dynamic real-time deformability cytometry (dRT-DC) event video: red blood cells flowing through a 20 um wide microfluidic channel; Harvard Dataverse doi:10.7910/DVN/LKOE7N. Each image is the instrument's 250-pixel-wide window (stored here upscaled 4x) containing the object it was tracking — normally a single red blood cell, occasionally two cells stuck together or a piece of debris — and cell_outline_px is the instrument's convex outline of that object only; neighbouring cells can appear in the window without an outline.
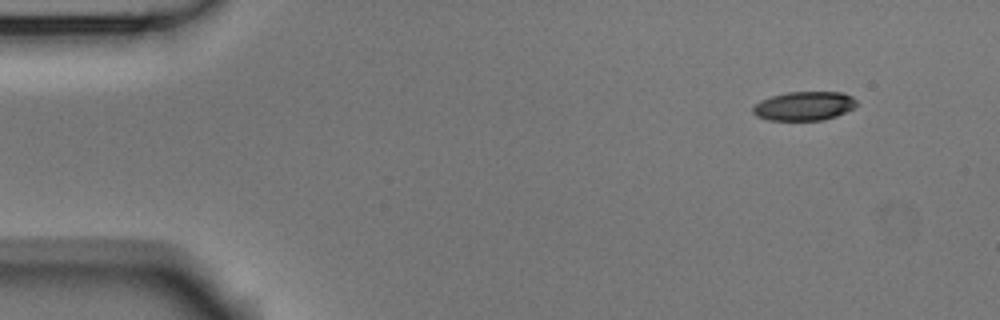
{"species": "Egyptian fruit bat (a non-hibernating species)", "species_latin": "Rousettus aegyptiacus", "temperature_condition": "room temperature", "stored_images_in_passage": 4, "camera_frame_rate_fps": 3000, "um_per_image_px": 0.085, "animal": {"sex": "male"}, "frame": {"image": 1, "passage_image": 1, "time_ms": 0.0, "image_size_px": [1000, 320], "cell_outline_px": [[856, 104], [852, 108], [836, 116], [824, 120], [768, 120], [756, 116], [752, 112], [752, 108], [760, 100], [772, 96], [788, 92], [844, 92], [852, 96], [856, 100]], "centroid_in_image_um": [68.33, 9.01], "position_along_channel_um": 16.7, "area_um2": 17.46}}
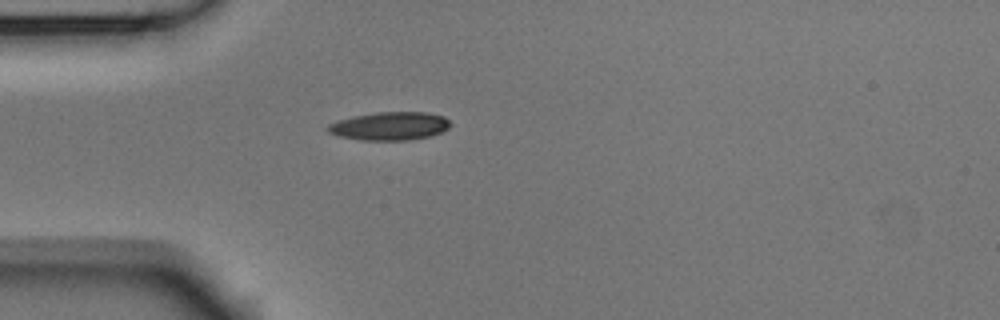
{"frame": {"image": 2, "passage_image": 4, "time_ms": 1.0, "image_size_px": [1000, 320], "cell_outline_px": [[452, 124], [444, 132], [428, 136], [408, 140], [364, 140], [340, 136], [328, 132], [324, 128], [328, 124], [352, 116], [376, 112], [428, 112], [444, 116]], "centroid_in_image_um": [33.14, 10.7], "position_along_channel_um": 51.9, "area_um2": 20.23}}